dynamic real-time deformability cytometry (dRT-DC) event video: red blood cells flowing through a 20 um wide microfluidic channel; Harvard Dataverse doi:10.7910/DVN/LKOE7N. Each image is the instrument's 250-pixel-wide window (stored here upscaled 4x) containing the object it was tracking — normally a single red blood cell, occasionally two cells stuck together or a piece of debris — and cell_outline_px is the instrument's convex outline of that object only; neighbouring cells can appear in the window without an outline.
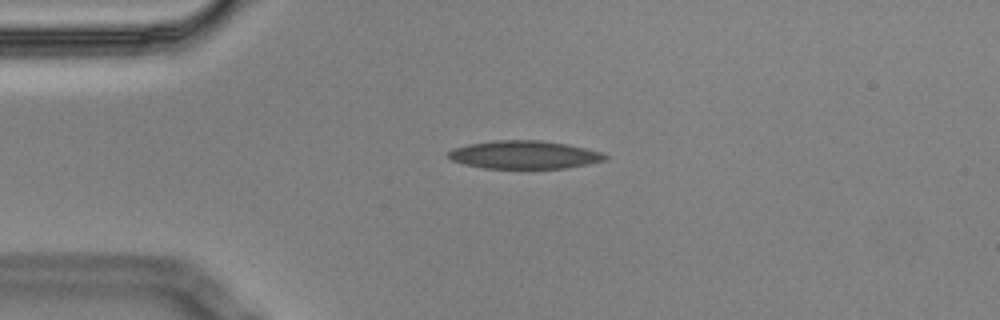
{"species": "Egyptian fruit bat (a non-hibernating species)", "species_latin": "Rousettus aegyptiacus", "temperature_condition": "cold", "stored_images_in_passage": 3, "camera_frame_rate_fps": 3000, "um_per_image_px": 0.085, "animal": {"sex": "male"}, "frame": {"image": 1, "passage_image": 2, "time_ms": 0.333, "image_size_px": [1000, 320], "cell_outline_px": [[608, 160], [568, 168], [484, 168], [464, 164], [452, 160], [448, 156], [448, 152], [452, 148], [468, 144], [496, 140], [540, 140], [568, 144], [600, 152], [608, 156]], "centroid_in_image_um": [44.57, 13.15], "position_along_channel_um": 40.4, "area_um2": 25.66}}